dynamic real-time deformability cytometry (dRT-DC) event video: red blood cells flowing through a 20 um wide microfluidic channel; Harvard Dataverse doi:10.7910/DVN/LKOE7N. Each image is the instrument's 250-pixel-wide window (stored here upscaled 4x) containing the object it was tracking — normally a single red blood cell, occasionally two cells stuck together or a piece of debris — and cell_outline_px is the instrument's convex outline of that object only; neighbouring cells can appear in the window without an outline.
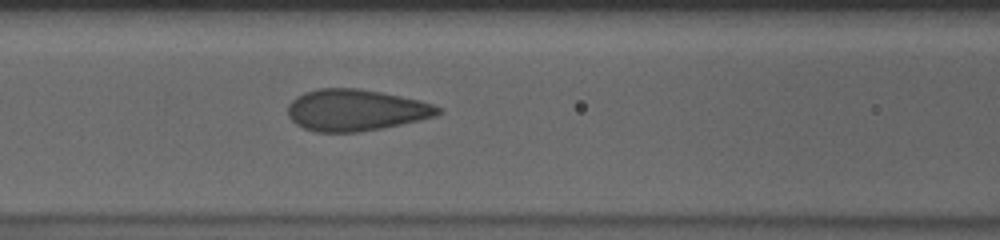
{"species": "human", "species_latin": "Homo sapiens", "temperature_condition": "cold", "stored_images_in_passage": 41, "camera_frame_rate_fps": 3000, "um_per_image_px": 0.085, "donor": {"sex": "male"}, "frame": {"image": 1, "passage_image": 14, "time_ms": 4.333, "image_size_px": [1000, 240], "cell_outline_px": [[440, 112], [436, 116], [420, 120], [384, 128], [360, 132], [316, 132], [304, 128], [296, 124], [288, 116], [288, 104], [296, 96], [304, 92], [320, 88], [356, 88], [380, 92], [420, 100], [432, 104], [440, 108]], "centroid_in_image_um": [30.22, 9.36], "position_along_channel_um": 136.4, "area_um2": 36.36}}
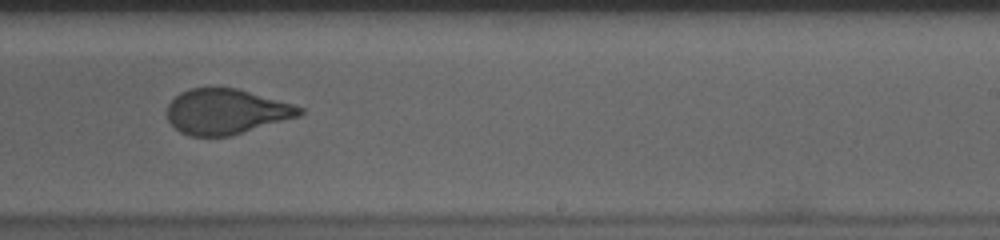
{"frame": {"image": 2, "passage_image": 25, "time_ms": 8.0, "image_size_px": [1000, 240], "cell_outline_px": [[304, 112], [300, 116], [228, 136], [188, 136], [180, 132], [168, 120], [168, 104], [180, 92], [188, 88], [236, 88], [292, 104], [304, 108]], "centroid_in_image_um": [19.21, 9.48], "position_along_channel_um": 269.8, "area_um2": 34.56}}
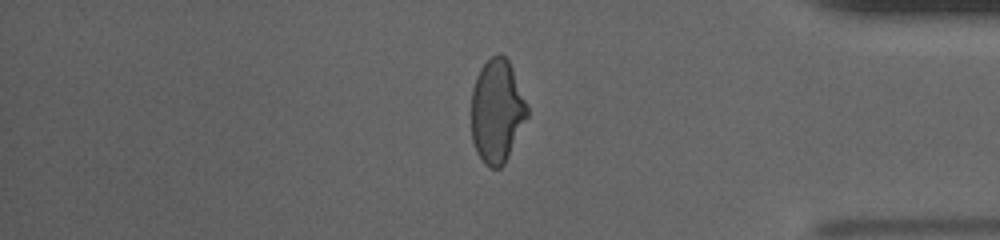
{"frame": {"image": 3, "passage_image": 37, "time_ms": 12.0, "image_size_px": [1000, 240], "cell_outline_px": [[528, 116], [504, 164], [500, 168], [488, 168], [484, 164], [476, 152], [472, 140], [472, 88], [476, 76], [480, 68], [492, 56], [500, 52], [508, 60], [512, 68], [528, 104]], "centroid_in_image_um": [42.24, 9.45], "position_along_channel_um": 393.0, "area_um2": 33.81}, "authors_computed_cell_mechanics": {"area_um2": 36.1828, "velocity_mm_per_s": 3.6516, "shape_relaxation_time_tau1_ms": 7.4365, "shape_relaxation_time_tau2_ms": null, "deformation_change_tau1": 0.1845, "deformation_change_tau2": null}}